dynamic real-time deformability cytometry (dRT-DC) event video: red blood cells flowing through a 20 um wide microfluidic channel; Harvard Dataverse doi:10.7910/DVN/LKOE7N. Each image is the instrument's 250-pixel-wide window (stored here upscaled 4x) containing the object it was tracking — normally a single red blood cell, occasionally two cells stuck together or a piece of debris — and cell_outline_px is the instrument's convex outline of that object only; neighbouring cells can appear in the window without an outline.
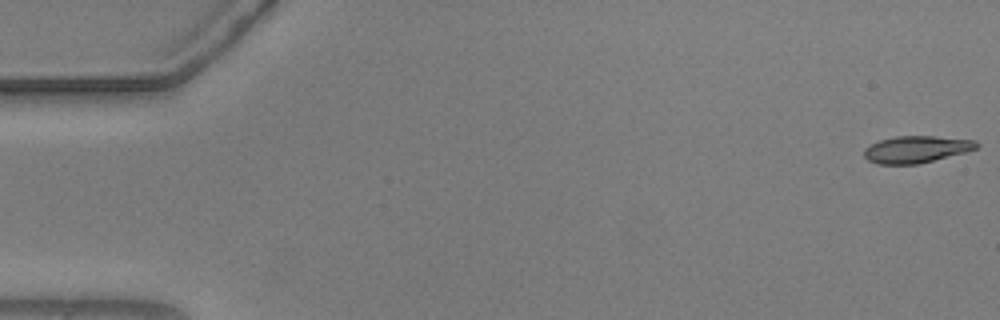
{"species": "common noctule bat (a hibernating species)", "species_latin": "Nyctalus noctula", "temperature_condition": "warm", "stored_images_in_passage": 22, "camera_frame_rate_fps": 3000, "um_per_image_px": 0.085, "animal": {"sex": "male", "body_mass_g": 20.5, "forearm_length_mm": 52.5}, "frame": {"image": 1, "passage_image": 1, "time_ms": 0.0, "image_size_px": [1000, 320], "cell_outline_px": [[980, 144], [976, 148], [964, 152], [920, 164], [880, 164], [868, 160], [864, 156], [864, 148], [880, 140], [896, 136], [932, 136], [976, 140]], "centroid_in_image_um": [77.88, 12.69], "position_along_channel_um": 7.1, "area_um2": 17.51}}
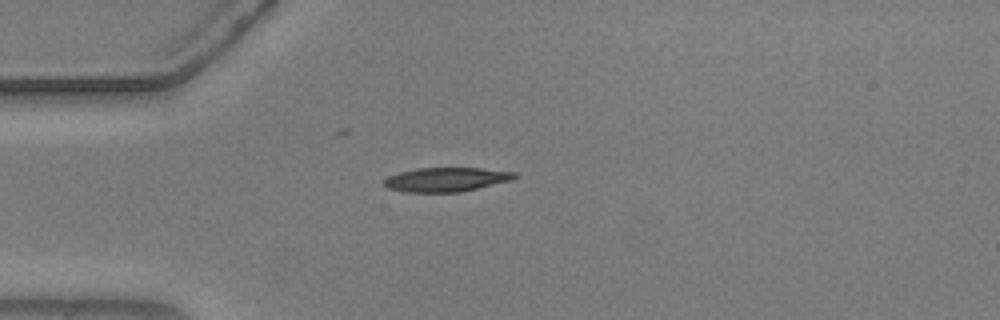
{"frame": {"image": 2, "passage_image": 15, "time_ms": 4.667, "image_size_px": [1000, 320], "cell_outline_px": [[520, 176], [512, 180], [460, 192], [404, 192], [388, 188], [384, 184], [384, 180], [388, 176], [400, 172], [416, 168], [480, 168], [516, 172]], "centroid_in_image_um": [37.95, 15.25], "position_along_channel_um": 47.0, "area_um2": 18.38}}
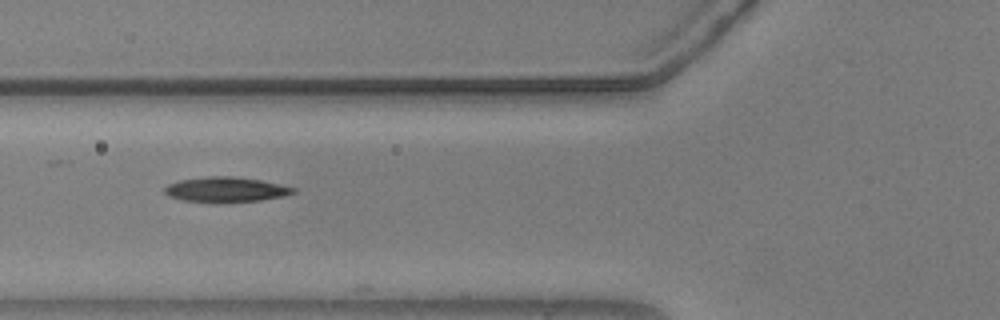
{"frame": {"image": 3, "passage_image": 21, "time_ms": 6.667, "image_size_px": [1000, 320], "cell_outline_px": [[296, 192], [284, 196], [260, 200], [184, 200], [168, 196], [164, 192], [164, 188], [168, 184], [180, 180], [208, 176], [232, 176], [260, 180], [296, 188]], "centroid_in_image_um": [19.2, 16.07], "position_along_channel_um": 106.6, "area_um2": 17.92}}